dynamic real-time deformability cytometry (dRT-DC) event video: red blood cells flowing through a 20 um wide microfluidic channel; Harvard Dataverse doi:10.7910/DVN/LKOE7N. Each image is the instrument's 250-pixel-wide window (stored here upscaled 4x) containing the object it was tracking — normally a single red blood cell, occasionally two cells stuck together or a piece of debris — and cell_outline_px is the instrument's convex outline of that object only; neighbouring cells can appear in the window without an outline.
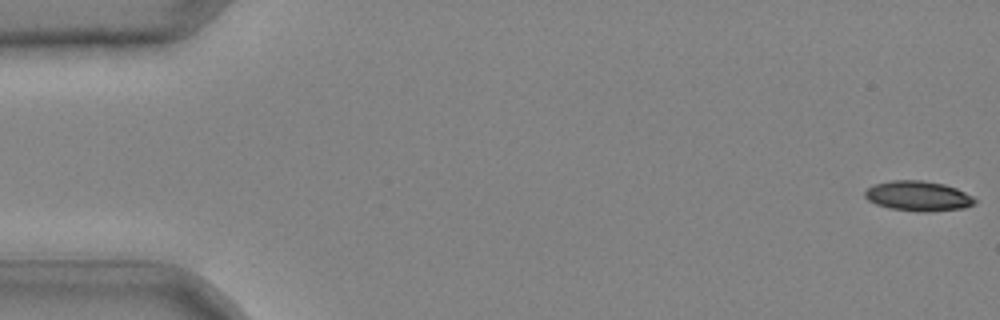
{"species": "common noctule bat (a hibernating species)", "species_latin": "Nyctalus noctula", "temperature_condition": "cold", "stored_images_in_passage": 42, "camera_frame_rate_fps": 3000, "um_per_image_px": 0.085, "animal": {"sex": "male", "body_mass_g": 20.4}, "frame": {"image": 1, "passage_image": 1, "time_ms": 0.0, "image_size_px": [1000, 320], "cell_outline_px": [[976, 204], [964, 208], [932, 212], [916, 212], [888, 208], [876, 204], [868, 200], [864, 196], [864, 192], [868, 188], [876, 184], [892, 180], [920, 180], [944, 184], [956, 188], [972, 196], [976, 200]], "centroid_in_image_um": [78.05, 16.68], "position_along_channel_um": 6.9, "area_um2": 19.36}}
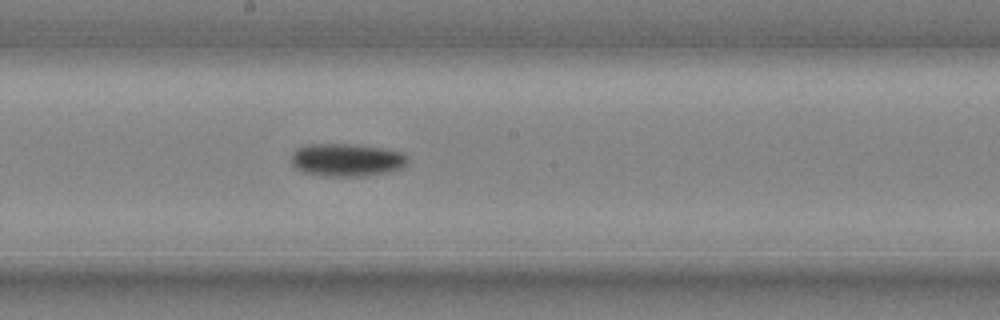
{"frame": {"image": 2, "passage_image": 24, "time_ms": 7.667, "image_size_px": [1000, 320], "cell_outline_px": [[408, 164], [404, 168], [388, 172], [364, 176], [324, 176], [304, 172], [296, 168], [292, 164], [292, 152], [296, 148], [308, 144], [352, 144], [380, 148], [404, 152], [408, 156]], "centroid_in_image_um": [29.5, 13.59], "position_along_channel_um": 218.7, "area_um2": 22.48}}
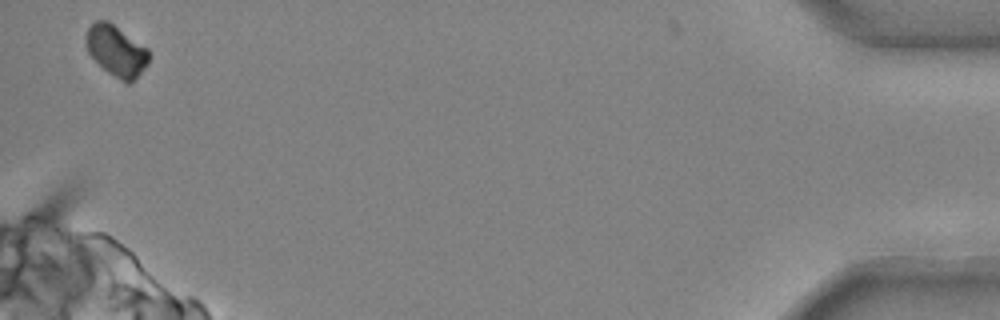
{"frame": {"image": 3, "passage_image": 42, "time_ms": 13.667, "image_size_px": [1000, 320], "cell_outline_px": [[148, 64], [128, 84], [124, 84], [108, 72], [88, 52], [88, 28], [96, 20], [108, 20], [148, 48]], "centroid_in_image_um": [9.92, 4.32], "position_along_channel_um": 425.3, "area_um2": 18.15}}